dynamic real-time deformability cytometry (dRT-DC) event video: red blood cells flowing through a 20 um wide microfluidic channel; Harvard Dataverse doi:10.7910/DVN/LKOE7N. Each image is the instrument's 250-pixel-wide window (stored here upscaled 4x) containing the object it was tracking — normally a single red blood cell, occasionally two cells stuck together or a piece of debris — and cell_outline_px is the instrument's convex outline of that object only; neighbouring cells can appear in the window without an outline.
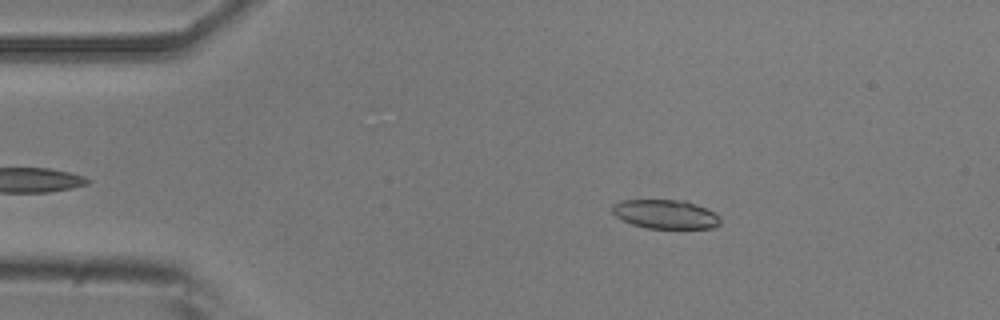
{"species": "common noctule bat (a hibernating species)", "species_latin": "Nyctalus noctula", "temperature_condition": "room temperature", "stored_images_in_passage": 42, "camera_frame_rate_fps": 3000, "um_per_image_px": 0.085, "animal": {"sex": "male", "body_mass_g": 20.5, "forearm_length_mm": 52.5}, "frame": {"image": 1, "passage_image": 7, "time_ms": 2.0, "image_size_px": [1000, 320], "cell_outline_px": [[720, 224], [712, 228], [648, 228], [632, 224], [616, 216], [612, 212], [612, 204], [620, 200], [684, 200], [696, 204], [716, 212], [720, 216]], "centroid_in_image_um": [56.58, 18.2], "position_along_channel_um": 28.4, "area_um2": 18.32}}
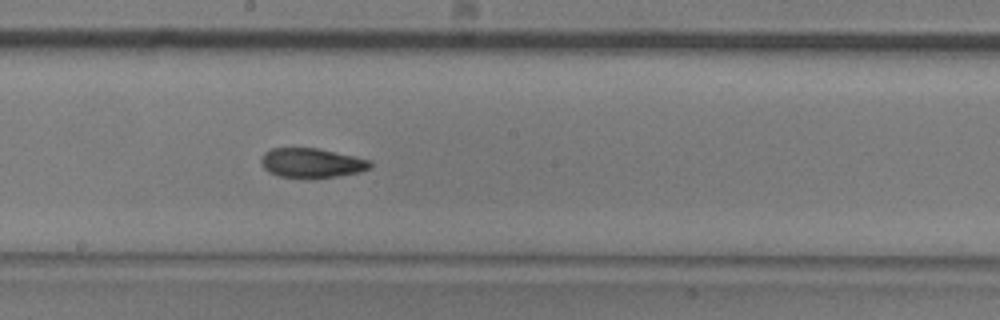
{"frame": {"image": 2, "passage_image": 26, "time_ms": 8.333, "image_size_px": [1000, 320], "cell_outline_px": [[372, 168], [360, 172], [336, 176], [280, 176], [268, 172], [260, 164], [260, 160], [264, 152], [272, 148], [316, 148], [372, 160]], "centroid_in_image_um": [26.49, 13.82], "position_along_channel_um": 221.7, "area_um2": 18.38}}
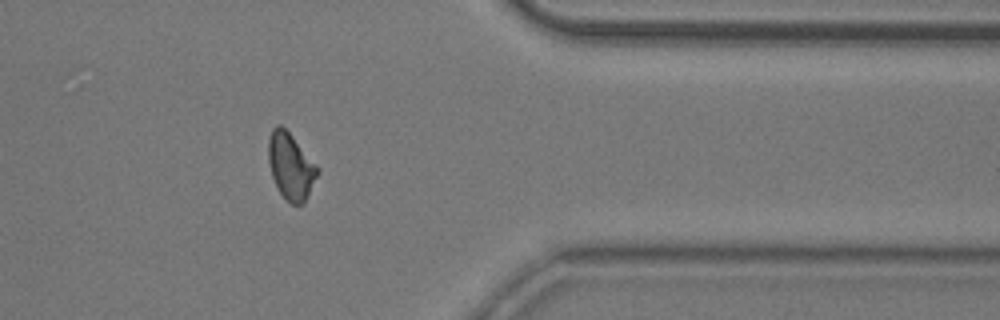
{"frame": {"image": 3, "passage_image": 40, "time_ms": 13.0, "image_size_px": [1000, 320], "cell_outline_px": [[320, 172], [304, 204], [292, 204], [284, 200], [272, 176], [268, 160], [268, 140], [272, 128], [276, 124], [280, 124], [292, 136], [320, 168]], "centroid_in_image_um": [24.72, 14.14], "position_along_channel_um": 386.7, "area_um2": 19.13}, "authors_computed_cell_mechanics": {"area_um2": 19.0451, "velocity_mm_per_s": 3.8874, "shape_relaxation_time_tau1_ms": 7.1673, "shape_relaxation_time_tau2_ms": 3.0927, "deformation_change_tau1": 0.1738, "deformation_change_tau2": 0.0979}}